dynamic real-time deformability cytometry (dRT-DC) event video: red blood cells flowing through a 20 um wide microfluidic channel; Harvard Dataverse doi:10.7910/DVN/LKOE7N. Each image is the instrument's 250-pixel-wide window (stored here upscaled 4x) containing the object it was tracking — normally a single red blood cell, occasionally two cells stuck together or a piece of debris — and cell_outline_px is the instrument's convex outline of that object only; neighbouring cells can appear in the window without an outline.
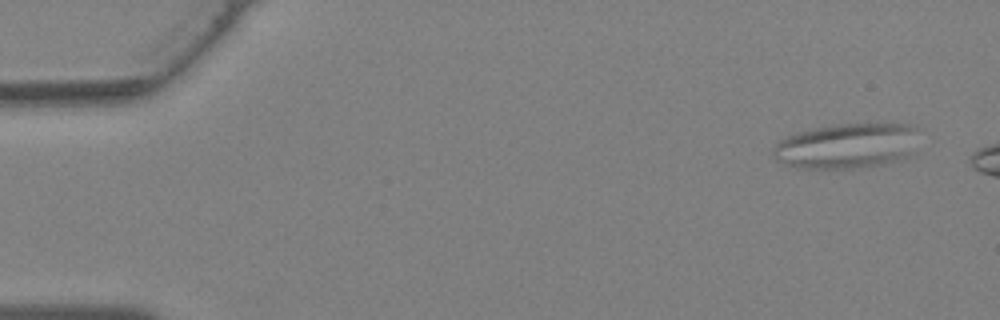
{"species": "Egyptian fruit bat (a non-hibernating species)", "species_latin": "Rousettus aegyptiacus", "temperature_condition": "warm", "stored_images_in_passage": 7, "camera_frame_rate_fps": 3000, "um_per_image_px": 0.085, "animal": {"sex": "female"}, "frame": {"image": 1, "passage_image": 3, "time_ms": 0.667, "image_size_px": [1000, 320], "cell_outline_px": [[916, 156], [884, 164], [856, 168], [796, 168], [776, 160], [772, 156], [772, 152], [776, 144], [780, 140], [788, 136], [800, 132], [816, 128], [840, 124], [904, 124], [916, 128]], "centroid_in_image_um": [72.03, 12.43], "position_along_channel_um": 13.0, "area_um2": 38.55}}